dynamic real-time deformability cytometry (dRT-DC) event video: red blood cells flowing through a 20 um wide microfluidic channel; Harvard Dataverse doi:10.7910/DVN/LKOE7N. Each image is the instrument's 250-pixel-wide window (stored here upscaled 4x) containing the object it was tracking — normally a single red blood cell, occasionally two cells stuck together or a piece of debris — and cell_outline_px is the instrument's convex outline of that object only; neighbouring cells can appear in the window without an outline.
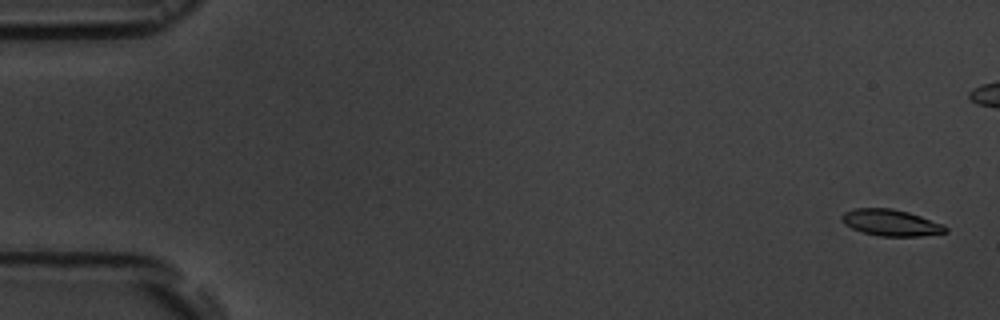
{"species": "common noctule bat (a hibernating species)", "species_latin": "Nyctalus noctula", "temperature_condition": "room temperature", "stored_images_in_passage": 2, "camera_frame_rate_fps": 3000, "um_per_image_px": 0.085, "animal": {"sex": "male", "body_mass_g": 19.5, "forearm_length_mm": 54.6}, "frame": {"image": 1, "passage_image": 1, "time_ms": 0.0, "image_size_px": [1000, 320], "cell_outline_px": [[948, 232], [920, 236], [880, 236], [864, 232], [852, 228], [844, 224], [840, 220], [840, 216], [844, 212], [856, 208], [892, 208], [908, 212], [944, 224], [948, 228]], "centroid_in_image_um": [75.72, 18.92], "position_along_channel_um": 9.3, "area_um2": 16.01}}